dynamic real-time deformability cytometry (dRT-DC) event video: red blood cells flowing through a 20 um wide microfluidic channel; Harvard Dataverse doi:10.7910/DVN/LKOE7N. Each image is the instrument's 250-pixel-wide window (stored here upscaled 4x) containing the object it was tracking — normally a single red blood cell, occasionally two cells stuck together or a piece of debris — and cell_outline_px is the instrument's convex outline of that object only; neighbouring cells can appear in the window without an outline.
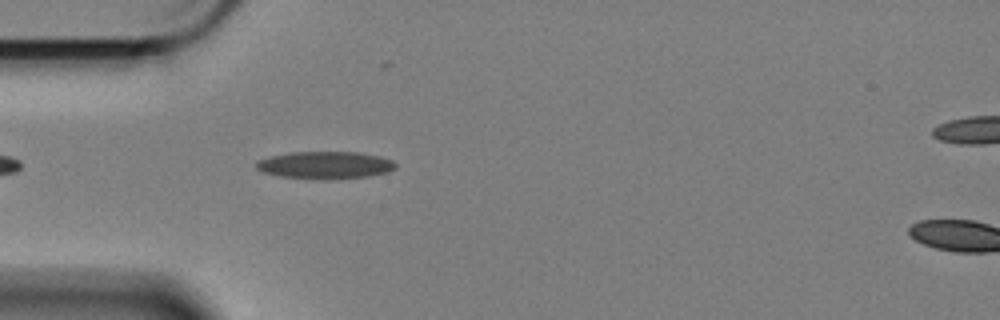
{"species": "Egyptian fruit bat (a non-hibernating species)", "species_latin": "Rousettus aegyptiacus", "temperature_condition": "cold", "stored_images_in_passage": 45, "camera_frame_rate_fps": 3000, "um_per_image_px": 0.085, "animal": {"sex": "female"}, "frame": {"image": 1, "passage_image": 5, "time_ms": 1.333, "image_size_px": [1000, 320], "cell_outline_px": [[396, 168], [388, 172], [368, 176], [324, 180], [280, 176], [264, 172], [256, 168], [256, 160], [272, 156], [292, 152], [356, 152], [380, 156], [392, 160], [396, 164]], "centroid_in_image_um": [27.65, 14.04], "position_along_channel_um": 57.3, "area_um2": 22.2}}
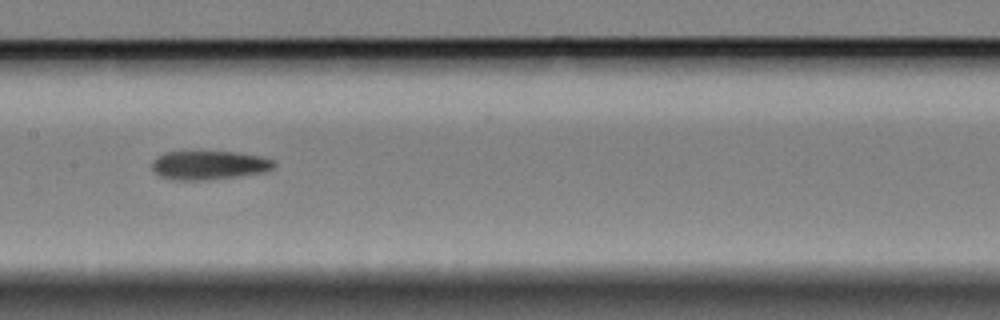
{"frame": {"image": 2, "passage_image": 17, "time_ms": 5.333, "image_size_px": [1000, 320], "cell_outline_px": [[276, 164], [272, 168], [264, 172], [236, 176], [204, 180], [176, 180], [160, 176], [152, 168], [152, 160], [156, 156], [164, 152], [236, 152], [264, 156], [272, 160]], "centroid_in_image_um": [17.76, 14.03], "position_along_channel_um": 189.6, "area_um2": 20.4}}
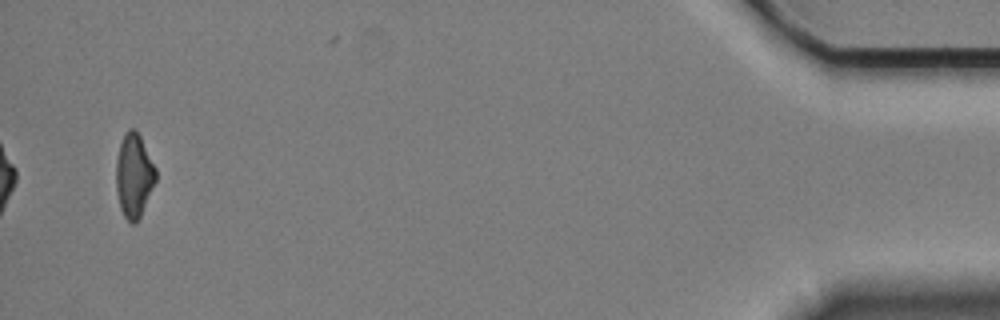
{"frame": {"image": 3, "passage_image": 45, "time_ms": 14.667, "image_size_px": [1000, 320], "cell_outline_px": [[156, 180], [140, 216], [136, 224], [132, 224], [124, 216], [120, 208], [116, 192], [116, 160], [120, 144], [128, 128], [136, 128], [156, 168]], "centroid_in_image_um": [11.38, 14.92], "position_along_channel_um": 423.8, "area_um2": 19.31}, "authors_computed_cell_mechanics": {"area_um2": 20.4612, "velocity_mm_per_s": 3.3839, "shape_relaxation_time_tau1_ms": 6.6247, "shape_relaxation_time_tau2_ms": 7.9421, "deformation_change_tau1": 0.1744, "deformation_change_tau2": 0.193}}